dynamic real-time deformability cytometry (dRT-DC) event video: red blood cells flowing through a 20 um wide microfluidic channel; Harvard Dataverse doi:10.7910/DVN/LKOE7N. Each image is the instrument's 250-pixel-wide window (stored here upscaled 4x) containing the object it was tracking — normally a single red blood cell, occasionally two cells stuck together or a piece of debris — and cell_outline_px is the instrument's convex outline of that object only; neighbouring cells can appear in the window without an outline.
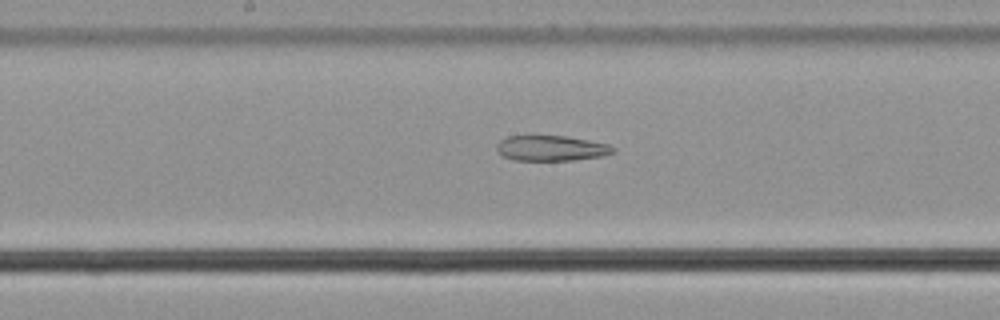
{"species": "common noctule bat (a hibernating species)", "species_latin": "Nyctalus noctula", "temperature_condition": "cold", "stored_images_in_passage": 55, "camera_frame_rate_fps": 3000, "um_per_image_px": 0.085, "animal": {"sex": "male", "body_mass_g": 21.5, "forearm_length_mm": 52.0}, "frame": {"image": 1, "passage_image": 29, "time_ms": 9.333, "image_size_px": [1000, 320], "cell_outline_px": [[616, 152], [604, 156], [572, 160], [512, 160], [500, 156], [496, 152], [496, 144], [500, 140], [508, 136], [568, 136], [608, 144], [616, 148]], "centroid_in_image_um": [46.83, 12.6], "position_along_channel_um": 201.4, "area_um2": 17.46}}
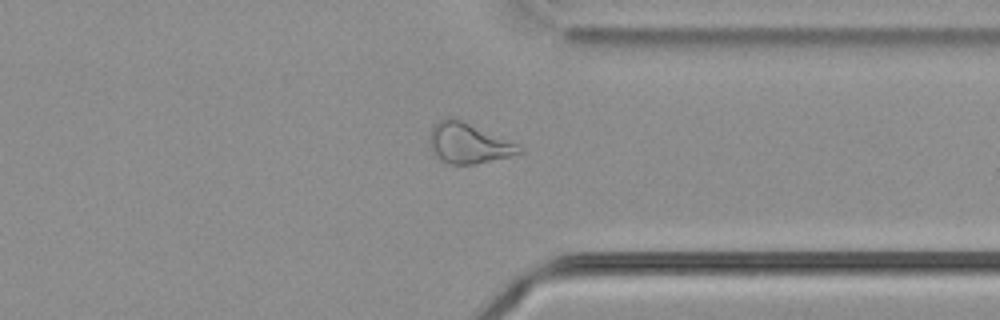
{"frame": {"image": 2, "passage_image": 43, "time_ms": 14.0, "image_size_px": [1000, 320], "cell_outline_px": [[524, 152], [476, 164], [448, 164], [440, 160], [432, 152], [428, 144], [432, 124], [448, 116], [456, 116], [520, 144], [524, 148]], "centroid_in_image_um": [39.81, 12.13], "position_along_channel_um": 371.6, "area_um2": 21.85}}
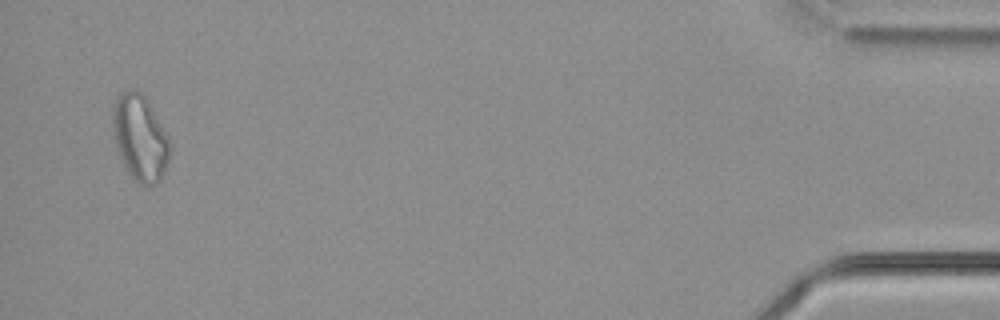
{"frame": {"image": 3, "passage_image": 54, "time_ms": 17.667, "image_size_px": [1000, 320], "cell_outline_px": [[168, 160], [164, 172], [160, 180], [156, 184], [140, 184], [128, 172], [120, 156], [116, 144], [112, 124], [112, 108], [120, 92], [132, 88], [140, 92], [144, 96], [152, 108], [168, 136]], "centroid_in_image_um": [11.88, 11.68], "position_along_channel_um": 423.3, "area_um2": 28.03}}